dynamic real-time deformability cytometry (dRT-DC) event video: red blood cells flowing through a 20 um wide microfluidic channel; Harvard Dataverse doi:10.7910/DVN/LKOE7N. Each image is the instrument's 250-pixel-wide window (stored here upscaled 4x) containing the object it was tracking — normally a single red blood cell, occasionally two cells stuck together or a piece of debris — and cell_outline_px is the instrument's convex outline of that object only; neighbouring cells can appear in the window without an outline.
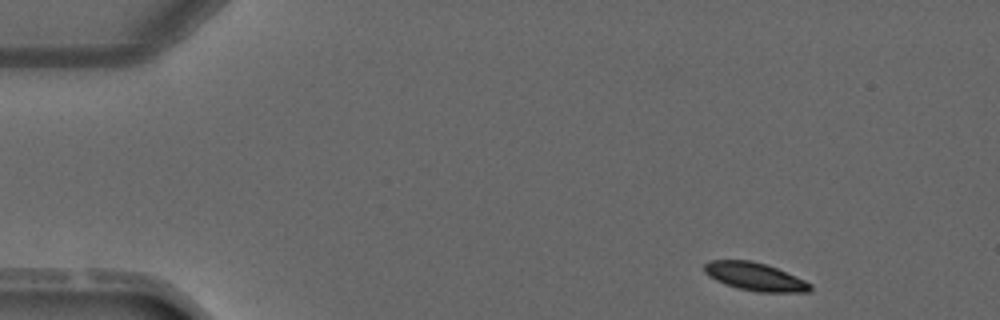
{"species": "common noctule bat (a hibernating species)", "species_latin": "Nyctalus noctula", "temperature_condition": "warm", "stored_images_in_passage": 4, "camera_frame_rate_fps": 3000, "um_per_image_px": 0.085, "animal": {"sex": "male", "forearm_length_mm": 52.5}, "frame": {"image": 1, "passage_image": 1, "time_ms": 0.0, "image_size_px": [1000, 320], "cell_outline_px": [[812, 292], [760, 292], [736, 288], [724, 284], [708, 276], [704, 272], [704, 264], [708, 260], [752, 260], [776, 268], [804, 280], [812, 284]], "centroid_in_image_um": [64.15, 23.52], "position_along_channel_um": 20.9, "area_um2": 17.34}}